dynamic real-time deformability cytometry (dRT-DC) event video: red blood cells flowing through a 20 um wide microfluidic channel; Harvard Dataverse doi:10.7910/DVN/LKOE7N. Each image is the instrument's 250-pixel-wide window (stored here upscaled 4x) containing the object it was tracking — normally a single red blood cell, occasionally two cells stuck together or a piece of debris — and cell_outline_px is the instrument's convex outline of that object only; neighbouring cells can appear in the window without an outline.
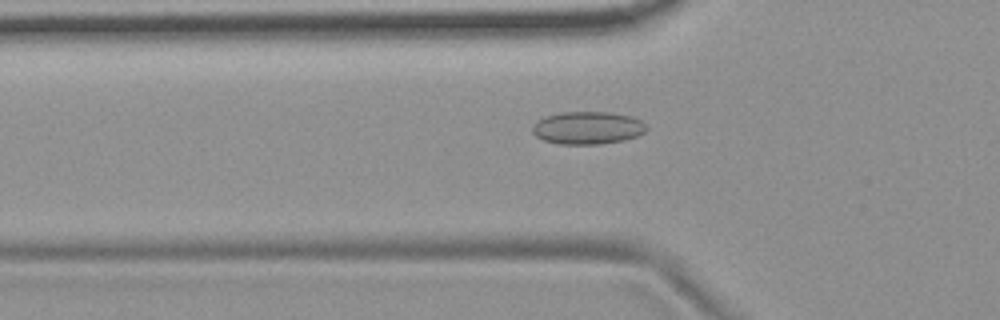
{"species": "common noctule bat (a hibernating species)", "species_latin": "Nyctalus noctula", "temperature_condition": "room temperature", "stored_images_in_passage": 40, "camera_frame_rate_fps": 3000, "um_per_image_px": 0.085, "animal": {"sex": "female", "body_mass_g": 19.9}, "frame": {"image": 1, "passage_image": 10, "time_ms": 3.0, "image_size_px": [1000, 320], "cell_outline_px": [[648, 128], [644, 132], [636, 136], [624, 140], [600, 144], [560, 144], [544, 140], [536, 136], [532, 132], [532, 128], [536, 120], [560, 112], [604, 112], [632, 116], [640, 120]], "centroid_in_image_um": [49.94, 10.87], "position_along_channel_um": 75.9, "area_um2": 21.62}}
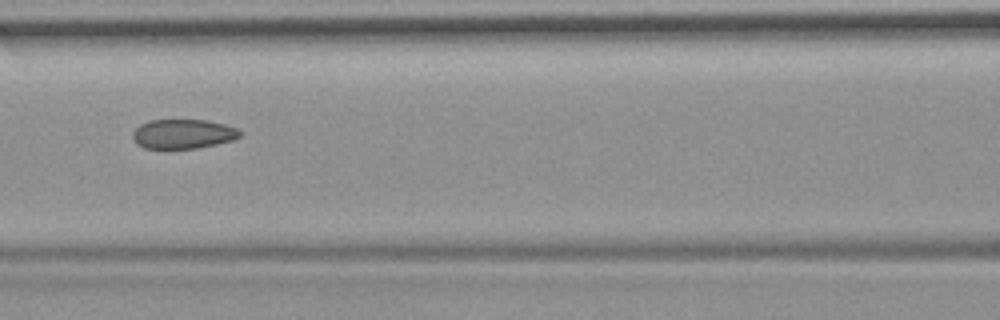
{"frame": {"image": 2, "passage_image": 16, "time_ms": 5.0, "image_size_px": [1000, 320], "cell_outline_px": [[240, 136], [232, 140], [216, 144], [196, 148], [144, 148], [136, 144], [132, 136], [132, 132], [140, 124], [148, 120], [208, 120], [224, 124], [236, 128], [240, 132]], "centroid_in_image_um": [15.52, 11.38], "position_along_channel_um": 151.1, "area_um2": 18.32}}
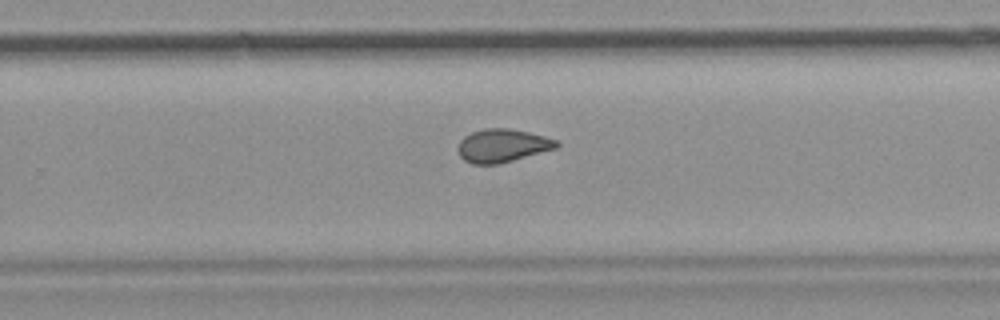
{"frame": {"image": 3, "passage_image": 27, "time_ms": 8.667, "image_size_px": [1000, 320], "cell_outline_px": [[560, 144], [556, 148], [500, 164], [472, 164], [464, 160], [460, 156], [456, 148], [460, 140], [464, 136], [472, 132], [484, 128], [508, 128], [528, 132], [544, 136], [556, 140]], "centroid_in_image_um": [42.67, 12.38], "position_along_channel_um": 287.1, "area_um2": 19.13}}